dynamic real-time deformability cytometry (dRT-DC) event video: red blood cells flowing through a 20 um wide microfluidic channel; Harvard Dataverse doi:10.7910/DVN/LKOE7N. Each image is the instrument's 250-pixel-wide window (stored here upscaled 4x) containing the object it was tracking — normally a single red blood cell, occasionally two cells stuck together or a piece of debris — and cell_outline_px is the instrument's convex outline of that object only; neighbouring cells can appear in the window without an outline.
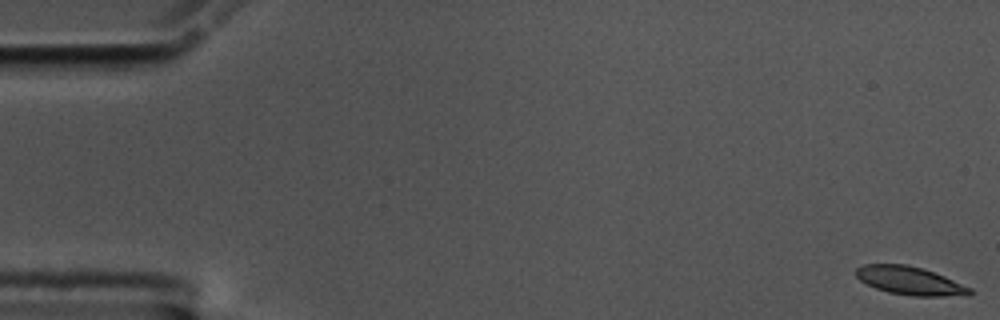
{"species": "common noctule bat (a hibernating species)", "species_latin": "Nyctalus noctula", "temperature_condition": "cold", "stored_images_in_passage": 57, "camera_frame_rate_fps": 3000, "um_per_image_px": 0.085, "animal": {"sex": "male", "body_mass_g": 17.5, "forearm_length_mm": 52.3}, "frame": {"image": 1, "passage_image": 1, "time_ms": 0.0, "image_size_px": [1000, 320], "cell_outline_px": [[972, 292], [968, 296], [916, 296], [888, 292], [876, 288], [860, 280], [852, 272], [856, 268], [864, 264], [904, 264], [920, 268], [944, 276], [972, 288]], "centroid_in_image_um": [77.33, 23.86], "position_along_channel_um": 7.7, "area_um2": 18.67}}
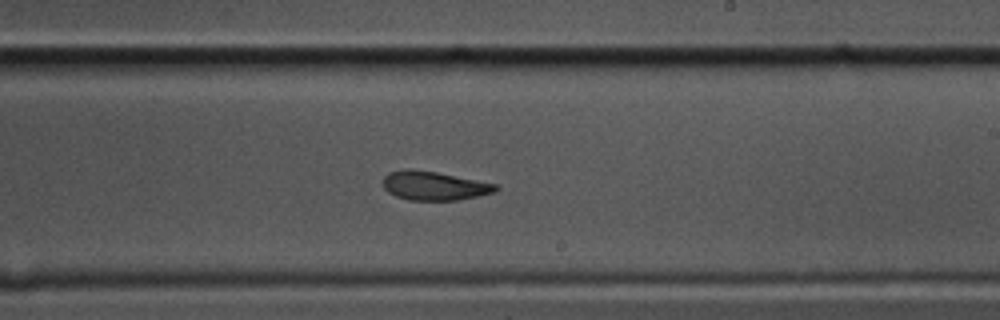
{"frame": {"image": 2, "passage_image": 34, "time_ms": 11.0, "image_size_px": [1000, 320], "cell_outline_px": [[500, 188], [496, 192], [456, 200], [408, 200], [396, 196], [388, 192], [384, 188], [384, 176], [388, 172], [404, 168], [412, 168], [436, 172], [496, 184]], "centroid_in_image_um": [36.87, 15.78], "position_along_channel_um": 252.1, "area_um2": 18.96}}
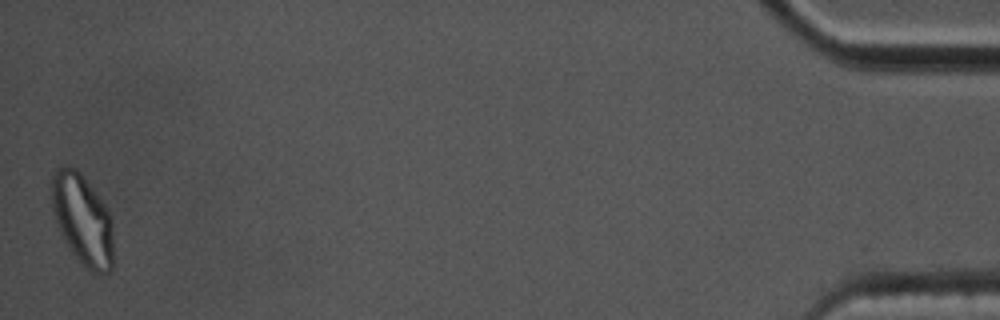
{"frame": {"image": 3, "passage_image": 57, "time_ms": 18.667, "image_size_px": [1000, 320], "cell_outline_px": [[112, 272], [104, 276], [92, 272], [84, 268], [80, 264], [64, 240], [60, 232], [52, 208], [52, 172], [56, 168], [76, 168], [80, 172], [104, 204], [112, 220]], "centroid_in_image_um": [7.03, 18.74], "position_along_channel_um": 428.2, "area_um2": 32.6}, "authors_computed_cell_mechanics": {"area_um2": 19.7676, "velocity_mm_per_s": 3.5094, "shape_relaxation_time_tau1_ms": 6.1108, "shape_relaxation_time_tau2_ms": 2.8186, "deformation_change_tau1": 0.1697, "deformation_change_tau2": 0.0804}}